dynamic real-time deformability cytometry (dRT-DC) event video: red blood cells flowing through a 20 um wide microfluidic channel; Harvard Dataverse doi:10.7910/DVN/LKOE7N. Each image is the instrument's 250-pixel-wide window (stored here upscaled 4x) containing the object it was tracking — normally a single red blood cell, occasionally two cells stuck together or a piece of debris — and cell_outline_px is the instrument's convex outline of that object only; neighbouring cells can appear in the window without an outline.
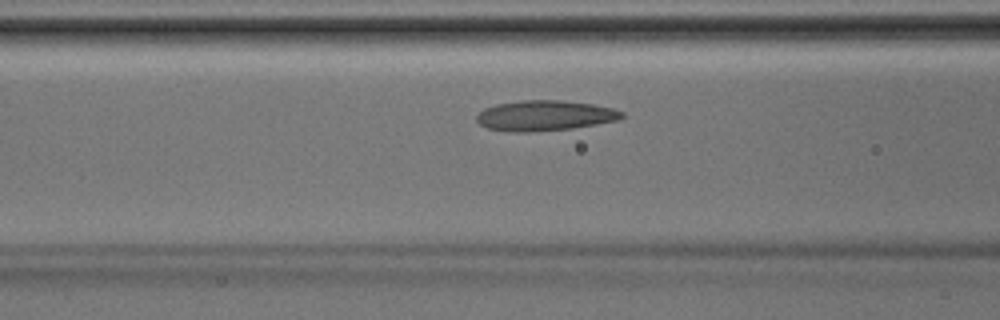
{"species": "Egyptian fruit bat (a non-hibernating species)", "species_latin": "Rousettus aegyptiacus", "temperature_condition": "room temperature", "stored_images_in_passage": 33, "camera_frame_rate_fps": 3000, "um_per_image_px": 0.085, "animal": {"sex": "male"}, "frame": {"image": 1, "passage_image": 8, "time_ms": 2.333, "image_size_px": [1000, 320], "cell_outline_px": [[624, 116], [620, 120], [572, 128], [536, 132], [508, 132], [488, 128], [480, 124], [476, 120], [476, 116], [484, 108], [496, 104], [524, 100], [560, 100], [592, 104], [612, 108], [624, 112]], "centroid_in_image_um": [46.31, 9.83], "position_along_channel_um": 120.3, "area_um2": 25.78}}
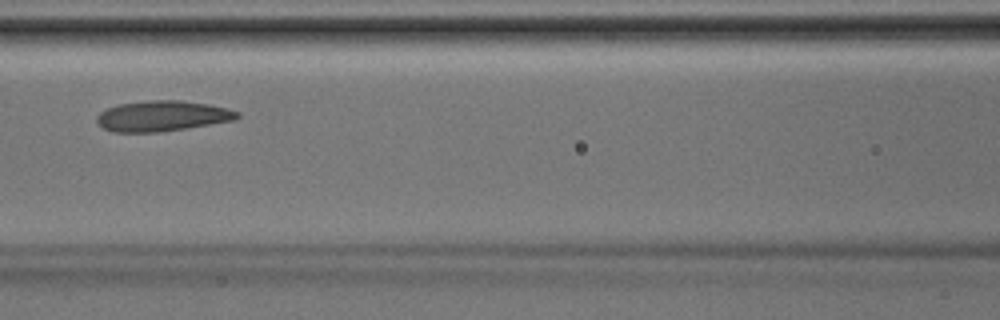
{"frame": {"image": 2, "passage_image": 10, "time_ms": 3.0, "image_size_px": [1000, 320], "cell_outline_px": [[240, 116], [236, 120], [160, 132], [112, 132], [104, 128], [96, 120], [96, 116], [100, 112], [108, 108], [120, 104], [148, 100], [180, 100], [208, 104], [228, 108], [240, 112]], "centroid_in_image_um": [13.82, 9.86], "position_along_channel_um": 152.8, "area_um2": 24.97}}
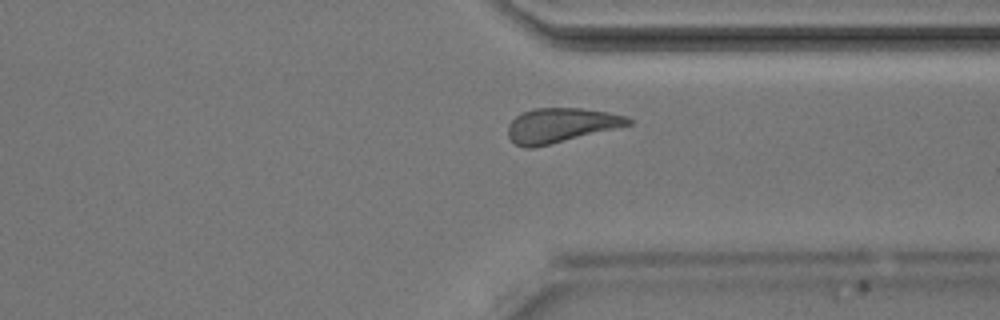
{"frame": {"image": 3, "passage_image": 23, "time_ms": 7.333, "image_size_px": [1000, 320], "cell_outline_px": [[632, 124], [532, 148], [524, 148], [516, 144], [508, 136], [508, 124], [516, 116], [524, 112], [536, 108], [580, 108], [608, 112], [624, 116], [632, 120]], "centroid_in_image_um": [47.63, 10.64], "position_along_channel_um": 363.8, "area_um2": 23.7}}